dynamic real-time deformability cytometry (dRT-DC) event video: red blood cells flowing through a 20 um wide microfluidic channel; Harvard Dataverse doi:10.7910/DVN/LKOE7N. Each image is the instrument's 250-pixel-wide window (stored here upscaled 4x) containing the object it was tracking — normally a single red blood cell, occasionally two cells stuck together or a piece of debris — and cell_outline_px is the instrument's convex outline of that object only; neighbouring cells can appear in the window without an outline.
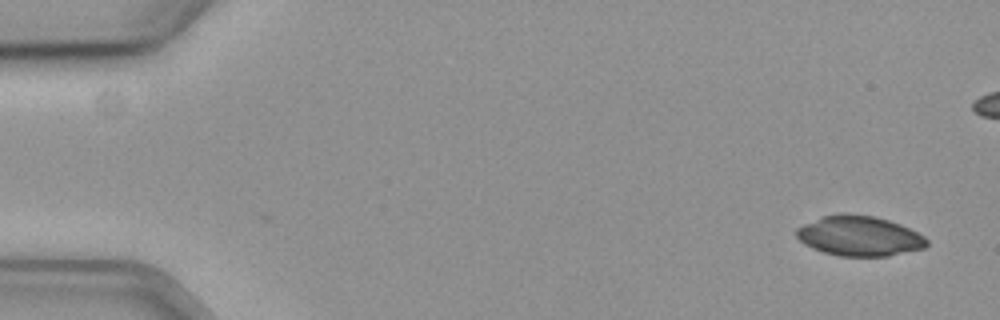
{"species": "common noctule bat (a hibernating species)", "species_latin": "Nyctalus noctula", "temperature_condition": "cold", "stored_images_in_passage": 56, "camera_frame_rate_fps": 3000, "um_per_image_px": 0.085, "animal": {"sex": "female", "body_mass_g": 19.3, "forearm_length_mm": 54.1}, "frame": {"image": 1, "passage_image": 1, "time_ms": 0.0, "image_size_px": [1000, 320], "cell_outline_px": [[928, 244], [924, 248], [888, 256], [840, 256], [824, 252], [812, 248], [804, 244], [796, 236], [796, 228], [804, 224], [824, 216], [872, 216], [888, 220], [900, 224], [924, 236], [928, 240]], "centroid_in_image_um": [73.06, 20.1], "position_along_channel_um": 11.9, "area_um2": 29.59}}